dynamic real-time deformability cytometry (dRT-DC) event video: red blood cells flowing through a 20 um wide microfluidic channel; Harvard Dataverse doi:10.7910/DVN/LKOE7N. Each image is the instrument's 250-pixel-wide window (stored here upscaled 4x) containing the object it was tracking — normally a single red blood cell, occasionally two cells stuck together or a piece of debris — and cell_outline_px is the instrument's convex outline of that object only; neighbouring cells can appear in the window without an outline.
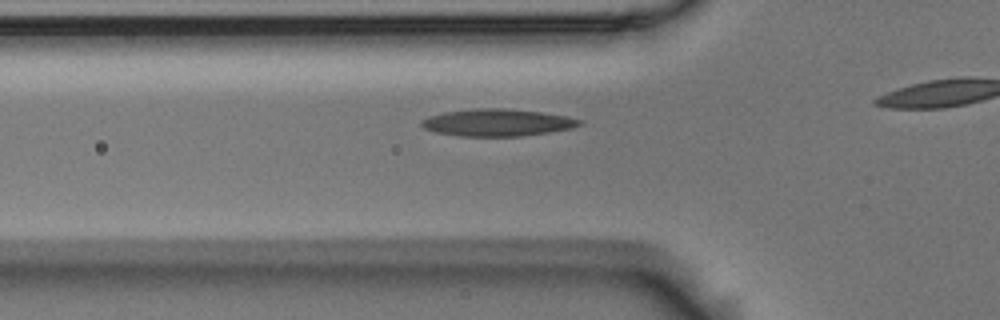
{"species": "Egyptian fruit bat (a non-hibernating species)", "species_latin": "Rousettus aegyptiacus", "temperature_condition": "room temperature", "stored_images_in_passage": 40, "camera_frame_rate_fps": 3000, "um_per_image_px": 0.085, "animal": {"sex": "male"}, "frame": {"image": 1, "passage_image": 14, "time_ms": 4.333, "image_size_px": [1000, 320], "cell_outline_px": [[584, 124], [572, 128], [548, 132], [520, 136], [460, 136], [436, 132], [424, 128], [420, 124], [420, 120], [428, 116], [444, 112], [476, 108], [504, 108], [540, 112], [568, 116], [584, 120]], "centroid_in_image_um": [42.29, 10.41], "position_along_channel_um": 83.5, "area_um2": 25.09}}
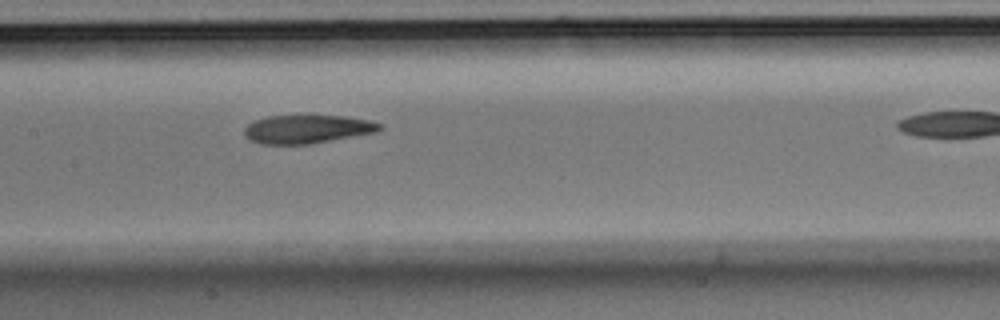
{"frame": {"image": 2, "passage_image": 22, "time_ms": 7.0, "image_size_px": [1000, 320], "cell_outline_px": [[384, 128], [376, 132], [308, 144], [260, 144], [244, 136], [244, 128], [248, 124], [256, 120], [268, 116], [296, 112], [344, 116], [368, 120], [384, 124]], "centroid_in_image_um": [26.1, 10.92], "position_along_channel_um": 181.3, "area_um2": 23.35}}
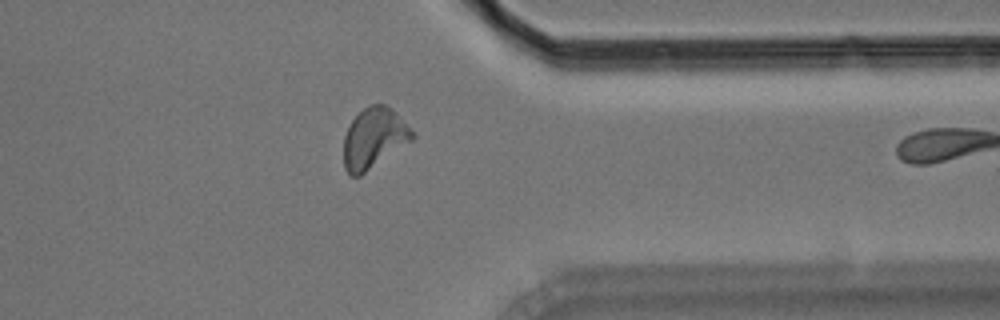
{"frame": {"image": 3, "passage_image": 39, "time_ms": 12.667, "image_size_px": [1000, 320], "cell_outline_px": [[416, 136], [412, 140], [360, 176], [352, 176], [344, 168], [344, 136], [352, 120], [368, 104], [384, 104], [392, 108]], "centroid_in_image_um": [31.77, 11.74], "position_along_channel_um": 379.6, "area_um2": 23.81}}